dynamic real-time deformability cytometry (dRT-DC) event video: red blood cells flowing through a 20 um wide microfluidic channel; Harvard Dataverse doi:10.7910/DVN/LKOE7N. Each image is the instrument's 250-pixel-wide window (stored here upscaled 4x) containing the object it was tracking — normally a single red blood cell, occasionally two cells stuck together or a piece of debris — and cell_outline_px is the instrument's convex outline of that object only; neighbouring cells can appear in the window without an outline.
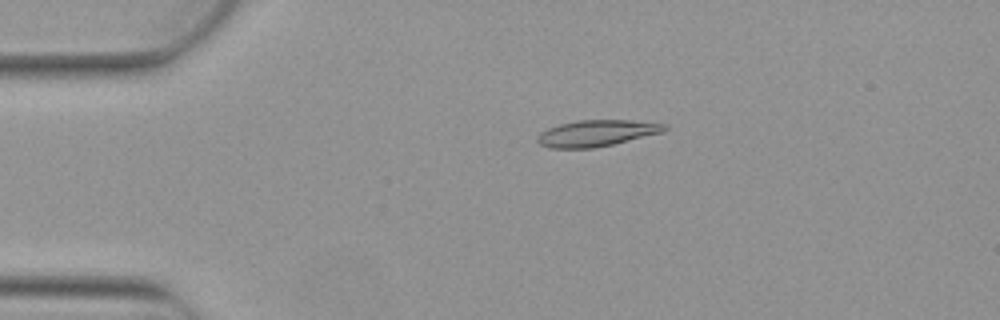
{"species": "Egyptian fruit bat (a non-hibernating species)", "species_latin": "Rousettus aegyptiacus", "temperature_condition": "warm", "stored_images_in_passage": 4, "camera_frame_rate_fps": 3000, "um_per_image_px": 0.085, "animal": {"sex": "female"}, "frame": {"image": 1, "passage_image": 3, "time_ms": 0.667, "image_size_px": [1000, 320], "cell_outline_px": [[668, 128], [664, 132], [612, 144], [592, 148], [548, 148], [540, 144], [536, 140], [536, 136], [540, 132], [548, 128], [560, 124], [576, 120], [628, 120], [668, 124]], "centroid_in_image_um": [50.7, 11.31], "position_along_channel_um": 34.3, "area_um2": 19.54}}